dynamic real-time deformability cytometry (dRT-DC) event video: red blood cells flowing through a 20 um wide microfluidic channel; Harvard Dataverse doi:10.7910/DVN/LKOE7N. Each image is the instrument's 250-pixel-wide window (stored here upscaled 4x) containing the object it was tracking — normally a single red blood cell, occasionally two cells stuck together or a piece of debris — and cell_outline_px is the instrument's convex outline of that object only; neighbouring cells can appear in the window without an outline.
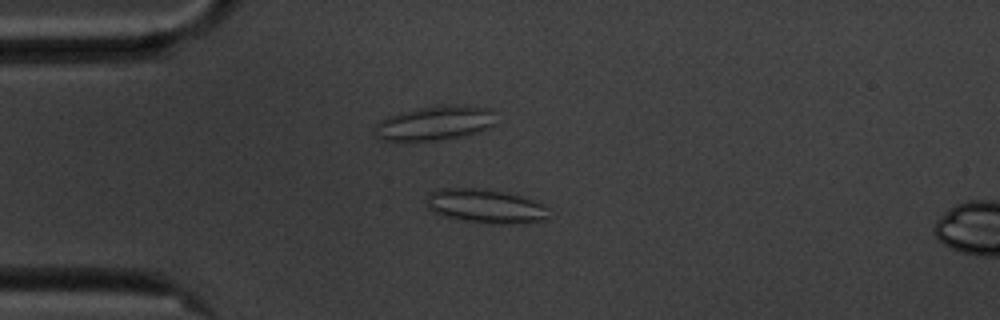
{"species": "common noctule bat (a hibernating species)", "species_latin": "Nyctalus noctula", "temperature_condition": "cold", "stored_images_in_passage": 57, "camera_frame_rate_fps": 3000, "um_per_image_px": 0.085, "animal": {"sex": "male", "body_mass_g": 20.1, "forearm_length_mm": 53.5}, "frame": {"image": 1, "passage_image": 15, "time_ms": 4.667, "image_size_px": [1000, 320], "cell_outline_px": [[548, 216], [544, 220], [524, 224], [488, 224], [464, 220], [444, 216], [432, 212], [424, 204], [424, 200], [428, 192], [440, 188], [476, 188], [504, 192], [520, 196], [532, 200], [548, 208]], "centroid_in_image_um": [41.2, 17.53], "position_along_channel_um": 43.8, "area_um2": 24.57}}
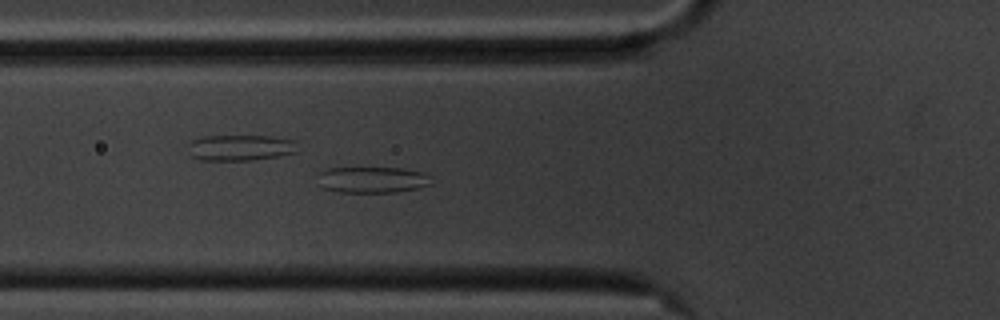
{"frame": {"image": 2, "passage_image": 21, "time_ms": 6.667, "image_size_px": [1000, 320], "cell_outline_px": [[432, 184], [420, 188], [396, 192], [340, 192], [324, 188], [320, 184], [320, 172], [324, 168], [400, 168], [420, 172], [432, 176]], "centroid_in_image_um": [31.7, 15.28], "position_along_channel_um": 94.1, "area_um2": 17.28}}
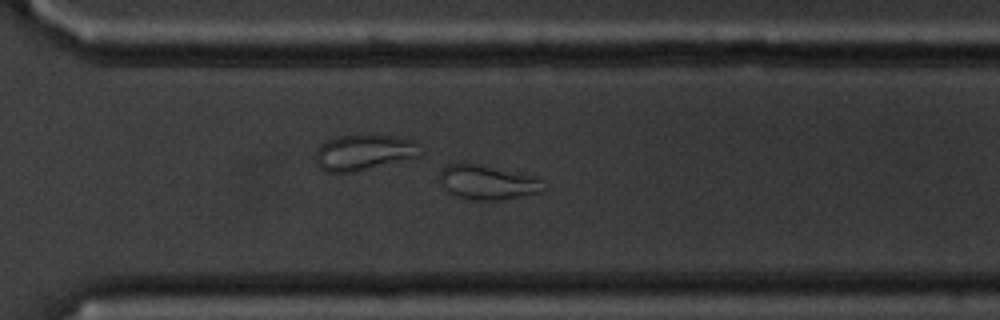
{"frame": {"image": 3, "passage_image": 41, "time_ms": 13.333, "image_size_px": [1000, 320], "cell_outline_px": [[548, 188], [540, 192], [500, 200], [468, 200], [456, 196], [440, 188], [440, 172], [448, 164], [464, 160], [528, 176], [540, 180]], "centroid_in_image_um": [41.33, 15.49], "position_along_channel_um": 329.3, "area_um2": 21.04}, "authors_computed_cell_mechanics": {"area_um2": 24.565, "velocity_mm_per_s": 3.5263, "shape_relaxation_time_tau1_ms": null, "shape_relaxation_time_tau2_ms": 2.093, "deformation_change_tau1": null, "deformation_change_tau2": 0.0758}}